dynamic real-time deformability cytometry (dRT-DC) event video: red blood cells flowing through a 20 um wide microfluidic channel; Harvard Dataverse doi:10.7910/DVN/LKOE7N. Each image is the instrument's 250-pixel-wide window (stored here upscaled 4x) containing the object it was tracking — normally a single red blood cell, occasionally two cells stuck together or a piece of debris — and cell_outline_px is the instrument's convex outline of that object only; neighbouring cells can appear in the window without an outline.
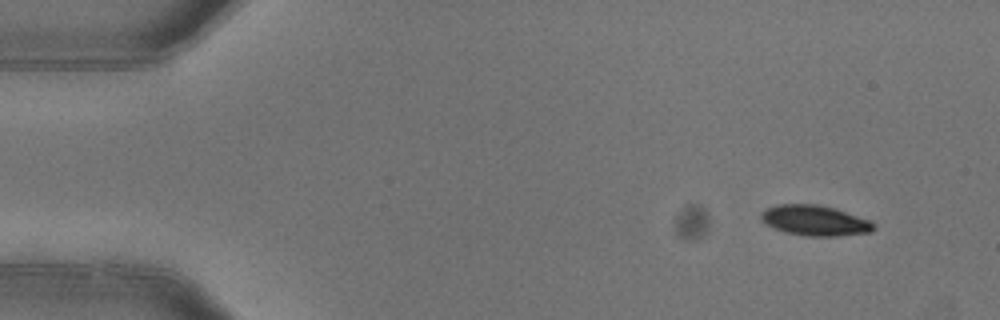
{"species": "common noctule bat (a hibernating species)", "species_latin": "Nyctalus noctula", "temperature_condition": "warm", "stored_images_in_passage": 4, "camera_frame_rate_fps": 3000, "um_per_image_px": 0.085, "animal": {"sex": "female"}, "frame": {"image": 1, "passage_image": 1, "time_ms": 0.0, "image_size_px": [1000, 320], "cell_outline_px": [[876, 228], [872, 232], [840, 236], [804, 236], [784, 232], [760, 220], [760, 212], [776, 204], [816, 204], [832, 208], [868, 220], [876, 224]], "centroid_in_image_um": [69.25, 18.75], "position_along_channel_um": 15.7, "area_um2": 19.83}}
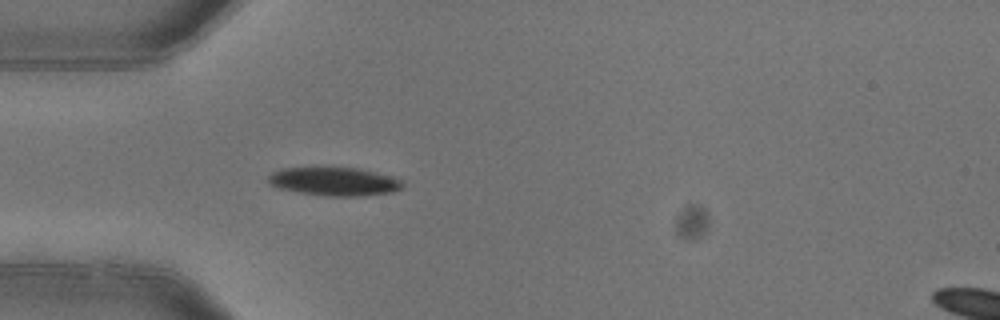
{"frame": {"image": 2, "passage_image": 4, "time_ms": 1.0, "image_size_px": [1000, 320], "cell_outline_px": [[404, 188], [392, 192], [360, 196], [324, 196], [296, 192], [280, 188], [268, 184], [268, 176], [272, 172], [284, 168], [356, 168], [376, 172], [392, 176], [404, 180]], "centroid_in_image_um": [28.45, 15.44], "position_along_channel_um": 56.5, "area_um2": 22.37}}